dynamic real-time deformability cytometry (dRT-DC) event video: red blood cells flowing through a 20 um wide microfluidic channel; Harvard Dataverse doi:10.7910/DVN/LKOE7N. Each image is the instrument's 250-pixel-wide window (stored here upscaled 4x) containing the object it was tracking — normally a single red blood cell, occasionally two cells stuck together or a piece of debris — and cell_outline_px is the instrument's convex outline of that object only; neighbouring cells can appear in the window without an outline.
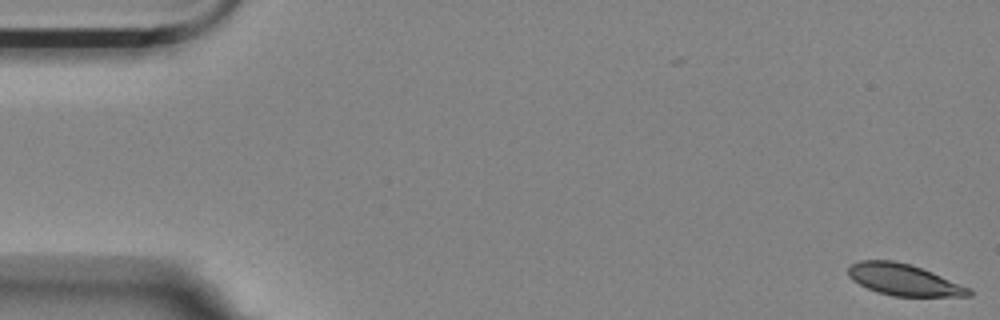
{"species": "Egyptian fruit bat (a non-hibernating species)", "species_latin": "Rousettus aegyptiacus", "temperature_condition": "room temperature", "stored_images_in_passage": 56, "camera_frame_rate_fps": 3000, "um_per_image_px": 0.085, "animal": {"sex": "female"}, "frame": {"image": 1, "passage_image": 1, "time_ms": 0.0, "image_size_px": [1000, 320], "cell_outline_px": [[972, 296], [892, 296], [876, 292], [852, 280], [848, 276], [848, 268], [852, 264], [860, 260], [892, 260], [908, 264], [932, 272], [972, 288]], "centroid_in_image_um": [76.83, 23.79], "position_along_channel_um": 8.2, "area_um2": 22.08}}
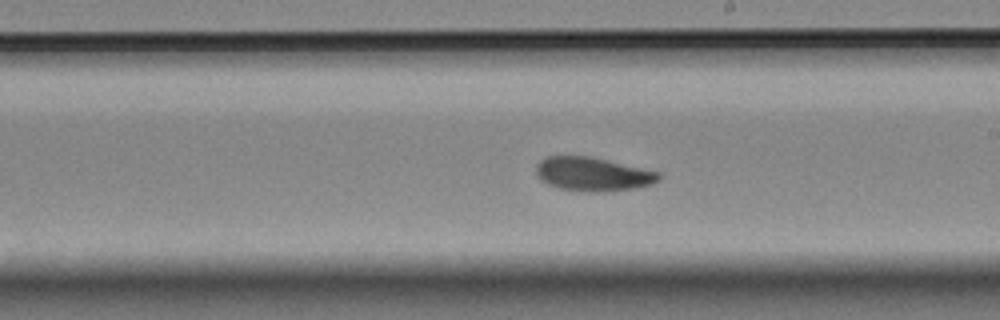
{"frame": {"image": 2, "passage_image": 32, "time_ms": 10.333, "image_size_px": [1000, 320], "cell_outline_px": [[660, 180], [652, 184], [640, 188], [600, 192], [592, 192], [560, 188], [548, 184], [540, 180], [536, 176], [536, 164], [540, 160], [548, 156], [592, 156], [660, 172]], "centroid_in_image_um": [50.41, 14.8], "position_along_channel_um": 238.6, "area_um2": 24.39}}
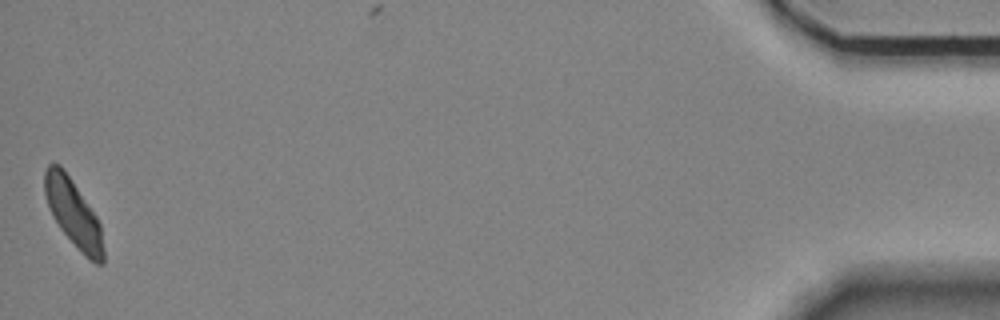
{"frame": {"image": 3, "passage_image": 56, "time_ms": 18.333, "image_size_px": [1000, 320], "cell_outline_px": [[104, 264], [96, 264], [88, 260], [80, 252], [60, 228], [52, 216], [44, 192], [44, 172], [48, 164], [60, 164], [96, 216], [100, 224], [104, 248]], "centroid_in_image_um": [6.24, 18.18], "position_along_channel_um": 429.0, "area_um2": 22.83}, "authors_computed_cell_mechanics": {"area_um2": 23.6113, "velocity_mm_per_s": 3.5343, "shape_relaxation_time_tau1_ms": 6.052, "shape_relaxation_time_tau2_ms": null, "deformation_change_tau1": 0.1488, "deformation_change_tau2": null}}